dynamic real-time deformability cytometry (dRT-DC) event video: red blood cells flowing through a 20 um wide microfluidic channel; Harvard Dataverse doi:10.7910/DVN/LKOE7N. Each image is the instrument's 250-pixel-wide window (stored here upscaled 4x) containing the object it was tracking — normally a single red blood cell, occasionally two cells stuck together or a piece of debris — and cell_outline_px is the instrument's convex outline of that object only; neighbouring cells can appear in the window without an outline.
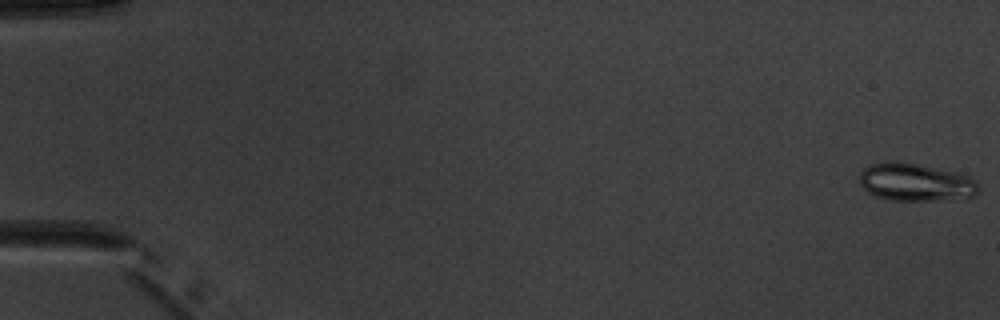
{"species": "common noctule bat (a hibernating species)", "species_latin": "Nyctalus noctula", "temperature_condition": "warm", "stored_images_in_passage": 4, "camera_frame_rate_fps": 3000, "um_per_image_px": 0.085, "animal": {"sex": "male", "body_mass_g": 20.1, "forearm_length_mm": 53.5}, "frame": {"image": 1, "passage_image": 1, "time_ms": 0.0, "image_size_px": [1000, 320], "cell_outline_px": [[980, 192], [972, 196], [936, 200], [892, 200], [876, 196], [868, 192], [860, 184], [860, 172], [868, 164], [896, 160], [956, 172], [968, 176], [976, 180], [980, 188]], "centroid_in_image_um": [77.81, 15.47], "position_along_channel_um": 7.2, "area_um2": 26.13}}